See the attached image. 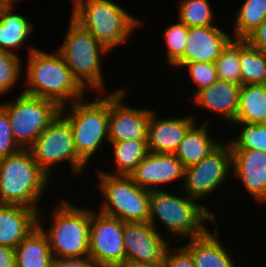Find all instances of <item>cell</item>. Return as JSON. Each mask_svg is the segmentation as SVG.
Segmentation results:
<instances>
[{"label": "cell", "mask_w": 266, "mask_h": 267, "mask_svg": "<svg viewBox=\"0 0 266 267\" xmlns=\"http://www.w3.org/2000/svg\"><path fill=\"white\" fill-rule=\"evenodd\" d=\"M51 212L50 225L44 227L42 209L38 211V226L46 234L53 257H89L90 207L74 206L71 199L60 197ZM79 206V207H77ZM49 228V229H48Z\"/></svg>", "instance_id": "obj_4"}, {"label": "cell", "mask_w": 266, "mask_h": 267, "mask_svg": "<svg viewBox=\"0 0 266 267\" xmlns=\"http://www.w3.org/2000/svg\"><path fill=\"white\" fill-rule=\"evenodd\" d=\"M14 10L15 8L11 7L0 11V50L18 54L15 49H21V45H25L26 41L28 44L35 28L29 17Z\"/></svg>", "instance_id": "obj_23"}, {"label": "cell", "mask_w": 266, "mask_h": 267, "mask_svg": "<svg viewBox=\"0 0 266 267\" xmlns=\"http://www.w3.org/2000/svg\"><path fill=\"white\" fill-rule=\"evenodd\" d=\"M266 121V84L241 85L234 122L263 124Z\"/></svg>", "instance_id": "obj_25"}, {"label": "cell", "mask_w": 266, "mask_h": 267, "mask_svg": "<svg viewBox=\"0 0 266 267\" xmlns=\"http://www.w3.org/2000/svg\"><path fill=\"white\" fill-rule=\"evenodd\" d=\"M234 15L233 39H244L266 19V0H244Z\"/></svg>", "instance_id": "obj_28"}, {"label": "cell", "mask_w": 266, "mask_h": 267, "mask_svg": "<svg viewBox=\"0 0 266 267\" xmlns=\"http://www.w3.org/2000/svg\"><path fill=\"white\" fill-rule=\"evenodd\" d=\"M244 40L252 47L266 52V19L251 31Z\"/></svg>", "instance_id": "obj_38"}, {"label": "cell", "mask_w": 266, "mask_h": 267, "mask_svg": "<svg viewBox=\"0 0 266 267\" xmlns=\"http://www.w3.org/2000/svg\"><path fill=\"white\" fill-rule=\"evenodd\" d=\"M50 267H98L90 257H53Z\"/></svg>", "instance_id": "obj_37"}, {"label": "cell", "mask_w": 266, "mask_h": 267, "mask_svg": "<svg viewBox=\"0 0 266 267\" xmlns=\"http://www.w3.org/2000/svg\"><path fill=\"white\" fill-rule=\"evenodd\" d=\"M184 173L185 168L175 154L148 152L129 176L139 187L152 191L166 189L180 180L177 187H181Z\"/></svg>", "instance_id": "obj_15"}, {"label": "cell", "mask_w": 266, "mask_h": 267, "mask_svg": "<svg viewBox=\"0 0 266 267\" xmlns=\"http://www.w3.org/2000/svg\"><path fill=\"white\" fill-rule=\"evenodd\" d=\"M16 267H50L53 260L46 234L35 227L14 249Z\"/></svg>", "instance_id": "obj_24"}, {"label": "cell", "mask_w": 266, "mask_h": 267, "mask_svg": "<svg viewBox=\"0 0 266 267\" xmlns=\"http://www.w3.org/2000/svg\"><path fill=\"white\" fill-rule=\"evenodd\" d=\"M124 221L91 209L89 257L98 267H121L125 261Z\"/></svg>", "instance_id": "obj_12"}, {"label": "cell", "mask_w": 266, "mask_h": 267, "mask_svg": "<svg viewBox=\"0 0 266 267\" xmlns=\"http://www.w3.org/2000/svg\"><path fill=\"white\" fill-rule=\"evenodd\" d=\"M232 174L258 205L266 203V153L259 150H231ZM241 181V182H240Z\"/></svg>", "instance_id": "obj_18"}, {"label": "cell", "mask_w": 266, "mask_h": 267, "mask_svg": "<svg viewBox=\"0 0 266 267\" xmlns=\"http://www.w3.org/2000/svg\"><path fill=\"white\" fill-rule=\"evenodd\" d=\"M177 5V19L188 27L219 25L209 0H179Z\"/></svg>", "instance_id": "obj_29"}, {"label": "cell", "mask_w": 266, "mask_h": 267, "mask_svg": "<svg viewBox=\"0 0 266 267\" xmlns=\"http://www.w3.org/2000/svg\"><path fill=\"white\" fill-rule=\"evenodd\" d=\"M19 54L0 50V97L8 94L22 81L25 67Z\"/></svg>", "instance_id": "obj_32"}, {"label": "cell", "mask_w": 266, "mask_h": 267, "mask_svg": "<svg viewBox=\"0 0 266 267\" xmlns=\"http://www.w3.org/2000/svg\"><path fill=\"white\" fill-rule=\"evenodd\" d=\"M170 244L164 254L165 267H195L191 254L181 245Z\"/></svg>", "instance_id": "obj_36"}, {"label": "cell", "mask_w": 266, "mask_h": 267, "mask_svg": "<svg viewBox=\"0 0 266 267\" xmlns=\"http://www.w3.org/2000/svg\"><path fill=\"white\" fill-rule=\"evenodd\" d=\"M0 105L7 112L13 137L21 148H29L61 109L52 100L22 91L14 100L0 102Z\"/></svg>", "instance_id": "obj_10"}, {"label": "cell", "mask_w": 266, "mask_h": 267, "mask_svg": "<svg viewBox=\"0 0 266 267\" xmlns=\"http://www.w3.org/2000/svg\"><path fill=\"white\" fill-rule=\"evenodd\" d=\"M241 85L266 84V52L240 39Z\"/></svg>", "instance_id": "obj_27"}, {"label": "cell", "mask_w": 266, "mask_h": 267, "mask_svg": "<svg viewBox=\"0 0 266 267\" xmlns=\"http://www.w3.org/2000/svg\"><path fill=\"white\" fill-rule=\"evenodd\" d=\"M240 88L241 85L218 79L187 100L201 110L218 115L219 121L233 124L238 111Z\"/></svg>", "instance_id": "obj_19"}, {"label": "cell", "mask_w": 266, "mask_h": 267, "mask_svg": "<svg viewBox=\"0 0 266 267\" xmlns=\"http://www.w3.org/2000/svg\"><path fill=\"white\" fill-rule=\"evenodd\" d=\"M0 267H16L14 248L0 245Z\"/></svg>", "instance_id": "obj_39"}, {"label": "cell", "mask_w": 266, "mask_h": 267, "mask_svg": "<svg viewBox=\"0 0 266 267\" xmlns=\"http://www.w3.org/2000/svg\"><path fill=\"white\" fill-rule=\"evenodd\" d=\"M109 92V142L147 140V127L153 108H137L123 103L128 88Z\"/></svg>", "instance_id": "obj_13"}, {"label": "cell", "mask_w": 266, "mask_h": 267, "mask_svg": "<svg viewBox=\"0 0 266 267\" xmlns=\"http://www.w3.org/2000/svg\"><path fill=\"white\" fill-rule=\"evenodd\" d=\"M51 181L29 149L21 148L0 159V204L22 205L38 212Z\"/></svg>", "instance_id": "obj_5"}, {"label": "cell", "mask_w": 266, "mask_h": 267, "mask_svg": "<svg viewBox=\"0 0 266 267\" xmlns=\"http://www.w3.org/2000/svg\"><path fill=\"white\" fill-rule=\"evenodd\" d=\"M165 27L164 36L161 37L165 41V63L172 67L183 56L189 27L178 19Z\"/></svg>", "instance_id": "obj_33"}, {"label": "cell", "mask_w": 266, "mask_h": 267, "mask_svg": "<svg viewBox=\"0 0 266 267\" xmlns=\"http://www.w3.org/2000/svg\"><path fill=\"white\" fill-rule=\"evenodd\" d=\"M112 149L109 154L113 156L115 167L111 172L100 167V171L111 175H130L148 154L147 140H131L123 142H109Z\"/></svg>", "instance_id": "obj_26"}, {"label": "cell", "mask_w": 266, "mask_h": 267, "mask_svg": "<svg viewBox=\"0 0 266 267\" xmlns=\"http://www.w3.org/2000/svg\"><path fill=\"white\" fill-rule=\"evenodd\" d=\"M213 230L214 232L210 228L200 237L186 239L179 243L191 254L195 267H238L239 263L232 257L234 254L230 253L231 250L226 248L225 242L219 238L220 230L217 222Z\"/></svg>", "instance_id": "obj_20"}, {"label": "cell", "mask_w": 266, "mask_h": 267, "mask_svg": "<svg viewBox=\"0 0 266 267\" xmlns=\"http://www.w3.org/2000/svg\"><path fill=\"white\" fill-rule=\"evenodd\" d=\"M28 149L34 161L50 179H53V168L58 165L61 168L62 163H68L71 166L70 172L75 176L84 173L88 167L76 151L69 122L60 113Z\"/></svg>", "instance_id": "obj_9"}, {"label": "cell", "mask_w": 266, "mask_h": 267, "mask_svg": "<svg viewBox=\"0 0 266 267\" xmlns=\"http://www.w3.org/2000/svg\"><path fill=\"white\" fill-rule=\"evenodd\" d=\"M22 1L25 0H0L1 5L3 6V8H11V7H16V4L21 3Z\"/></svg>", "instance_id": "obj_41"}, {"label": "cell", "mask_w": 266, "mask_h": 267, "mask_svg": "<svg viewBox=\"0 0 266 267\" xmlns=\"http://www.w3.org/2000/svg\"><path fill=\"white\" fill-rule=\"evenodd\" d=\"M232 168L231 145L224 140L201 162L185 168L180 191L203 204L217 189L220 191L225 183L228 185L233 176Z\"/></svg>", "instance_id": "obj_11"}, {"label": "cell", "mask_w": 266, "mask_h": 267, "mask_svg": "<svg viewBox=\"0 0 266 267\" xmlns=\"http://www.w3.org/2000/svg\"><path fill=\"white\" fill-rule=\"evenodd\" d=\"M170 190L172 191L171 187L169 192L168 189L150 191L149 207V223L160 233V229L165 228L162 234L166 237L167 232L170 242L177 243L200 237L209 230L208 224L215 225L218 221L215 218V210L211 211L207 207L208 201L202 205L200 201L190 198L184 192L176 195ZM206 222L209 223L205 224ZM160 224L163 227L159 228Z\"/></svg>", "instance_id": "obj_1"}, {"label": "cell", "mask_w": 266, "mask_h": 267, "mask_svg": "<svg viewBox=\"0 0 266 267\" xmlns=\"http://www.w3.org/2000/svg\"><path fill=\"white\" fill-rule=\"evenodd\" d=\"M21 147L16 143L6 110L0 105V159L17 152Z\"/></svg>", "instance_id": "obj_35"}, {"label": "cell", "mask_w": 266, "mask_h": 267, "mask_svg": "<svg viewBox=\"0 0 266 267\" xmlns=\"http://www.w3.org/2000/svg\"><path fill=\"white\" fill-rule=\"evenodd\" d=\"M149 222H124L123 240L126 261L164 262L171 242Z\"/></svg>", "instance_id": "obj_14"}, {"label": "cell", "mask_w": 266, "mask_h": 267, "mask_svg": "<svg viewBox=\"0 0 266 267\" xmlns=\"http://www.w3.org/2000/svg\"><path fill=\"white\" fill-rule=\"evenodd\" d=\"M231 39V33H227L218 25L189 27L183 56L172 69H181L185 63L190 62L214 63Z\"/></svg>", "instance_id": "obj_16"}, {"label": "cell", "mask_w": 266, "mask_h": 267, "mask_svg": "<svg viewBox=\"0 0 266 267\" xmlns=\"http://www.w3.org/2000/svg\"><path fill=\"white\" fill-rule=\"evenodd\" d=\"M121 267H165L164 262H138V261H125Z\"/></svg>", "instance_id": "obj_40"}, {"label": "cell", "mask_w": 266, "mask_h": 267, "mask_svg": "<svg viewBox=\"0 0 266 267\" xmlns=\"http://www.w3.org/2000/svg\"><path fill=\"white\" fill-rule=\"evenodd\" d=\"M71 3L70 17L98 40L110 55L113 49L129 43L133 32L144 26L145 21L113 0H72Z\"/></svg>", "instance_id": "obj_3"}, {"label": "cell", "mask_w": 266, "mask_h": 267, "mask_svg": "<svg viewBox=\"0 0 266 267\" xmlns=\"http://www.w3.org/2000/svg\"><path fill=\"white\" fill-rule=\"evenodd\" d=\"M238 132L228 141L231 150H259L266 153V127L263 124L234 122ZM241 128V130H240ZM236 137V138H235Z\"/></svg>", "instance_id": "obj_31"}, {"label": "cell", "mask_w": 266, "mask_h": 267, "mask_svg": "<svg viewBox=\"0 0 266 267\" xmlns=\"http://www.w3.org/2000/svg\"><path fill=\"white\" fill-rule=\"evenodd\" d=\"M94 95L93 100L85 96L60 109L71 126L76 151L87 164L109 144V92Z\"/></svg>", "instance_id": "obj_6"}, {"label": "cell", "mask_w": 266, "mask_h": 267, "mask_svg": "<svg viewBox=\"0 0 266 267\" xmlns=\"http://www.w3.org/2000/svg\"><path fill=\"white\" fill-rule=\"evenodd\" d=\"M94 172L103 197L97 211L124 222H149L150 190L139 187L129 175Z\"/></svg>", "instance_id": "obj_8"}, {"label": "cell", "mask_w": 266, "mask_h": 267, "mask_svg": "<svg viewBox=\"0 0 266 267\" xmlns=\"http://www.w3.org/2000/svg\"><path fill=\"white\" fill-rule=\"evenodd\" d=\"M27 51L22 92L52 100L60 108L88 95L57 50L47 53L30 45Z\"/></svg>", "instance_id": "obj_2"}, {"label": "cell", "mask_w": 266, "mask_h": 267, "mask_svg": "<svg viewBox=\"0 0 266 267\" xmlns=\"http://www.w3.org/2000/svg\"><path fill=\"white\" fill-rule=\"evenodd\" d=\"M210 118L203 119L201 124L195 122L186 132L180 142L177 151L174 153L184 168L201 162L207 155L215 150L224 140H216L211 134ZM210 131V132H209Z\"/></svg>", "instance_id": "obj_22"}, {"label": "cell", "mask_w": 266, "mask_h": 267, "mask_svg": "<svg viewBox=\"0 0 266 267\" xmlns=\"http://www.w3.org/2000/svg\"><path fill=\"white\" fill-rule=\"evenodd\" d=\"M64 41L56 49L63 57L73 77L87 91L107 93L102 57L109 53L87 30L71 17Z\"/></svg>", "instance_id": "obj_7"}, {"label": "cell", "mask_w": 266, "mask_h": 267, "mask_svg": "<svg viewBox=\"0 0 266 267\" xmlns=\"http://www.w3.org/2000/svg\"><path fill=\"white\" fill-rule=\"evenodd\" d=\"M3 9V6L1 5V3H0V11Z\"/></svg>", "instance_id": "obj_42"}, {"label": "cell", "mask_w": 266, "mask_h": 267, "mask_svg": "<svg viewBox=\"0 0 266 267\" xmlns=\"http://www.w3.org/2000/svg\"><path fill=\"white\" fill-rule=\"evenodd\" d=\"M38 226V212L22 205L0 204V245L16 246Z\"/></svg>", "instance_id": "obj_21"}, {"label": "cell", "mask_w": 266, "mask_h": 267, "mask_svg": "<svg viewBox=\"0 0 266 267\" xmlns=\"http://www.w3.org/2000/svg\"><path fill=\"white\" fill-rule=\"evenodd\" d=\"M219 80L241 85L240 39H231L215 60Z\"/></svg>", "instance_id": "obj_30"}, {"label": "cell", "mask_w": 266, "mask_h": 267, "mask_svg": "<svg viewBox=\"0 0 266 267\" xmlns=\"http://www.w3.org/2000/svg\"><path fill=\"white\" fill-rule=\"evenodd\" d=\"M186 69L191 84L195 86L193 93L200 91L203 88L209 87L218 80L215 63L212 62H190L185 63L182 67Z\"/></svg>", "instance_id": "obj_34"}, {"label": "cell", "mask_w": 266, "mask_h": 267, "mask_svg": "<svg viewBox=\"0 0 266 267\" xmlns=\"http://www.w3.org/2000/svg\"><path fill=\"white\" fill-rule=\"evenodd\" d=\"M155 111L156 109L152 110L147 127L148 151L174 154L187 130L198 122V118L195 114L160 118Z\"/></svg>", "instance_id": "obj_17"}]
</instances>
